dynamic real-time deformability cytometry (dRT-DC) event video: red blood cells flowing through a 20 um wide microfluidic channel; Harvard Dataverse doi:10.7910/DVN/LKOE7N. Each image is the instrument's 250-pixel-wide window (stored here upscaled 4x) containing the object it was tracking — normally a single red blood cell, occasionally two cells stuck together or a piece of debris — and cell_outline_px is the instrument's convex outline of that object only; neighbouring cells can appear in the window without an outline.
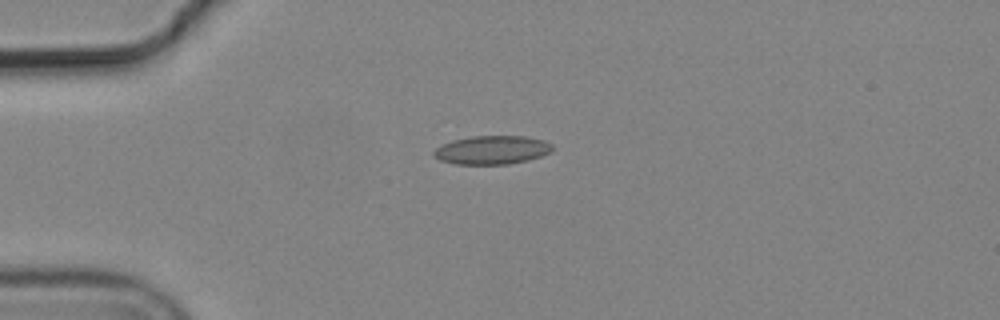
{"species": "common noctule bat (a hibernating species)", "species_latin": "Nyctalus noctula", "temperature_condition": "cold", "stored_images_in_passage": 3, "camera_frame_rate_fps": 3000, "um_per_image_px": 0.085, "animal": {"sex": "male", "body_mass_g": 19.2, "forearm_length_mm": 51.8}, "frame": {"image": 1, "passage_image": 1, "time_ms": 0.0, "image_size_px": [1000, 320], "cell_outline_px": [[552, 148], [548, 152], [540, 156], [528, 160], [508, 164], [456, 164], [440, 160], [432, 156], [432, 152], [436, 148], [452, 140], [472, 136], [524, 136], [544, 140], [552, 144]], "centroid_in_image_um": [41.79, 12.74], "position_along_channel_um": 43.2, "area_um2": 19.65}}